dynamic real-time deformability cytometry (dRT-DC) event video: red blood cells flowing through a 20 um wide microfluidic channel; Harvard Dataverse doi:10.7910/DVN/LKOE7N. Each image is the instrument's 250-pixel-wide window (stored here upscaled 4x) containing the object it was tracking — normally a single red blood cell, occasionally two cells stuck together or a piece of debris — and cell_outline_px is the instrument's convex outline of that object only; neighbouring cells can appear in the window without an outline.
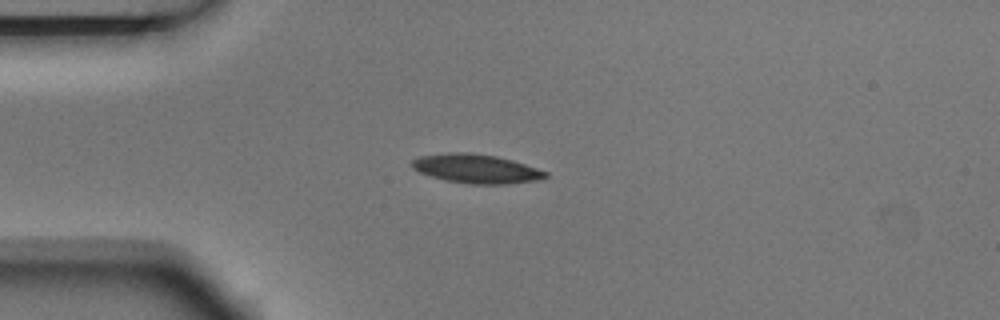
{"species": "Egyptian fruit bat (a non-hibernating species)", "species_latin": "Rousettus aegyptiacus", "temperature_condition": "room temperature", "stored_images_in_passage": 4, "camera_frame_rate_fps": 3000, "um_per_image_px": 0.085, "animal": {"sex": "male"}, "frame": {"image": 1, "passage_image": 3, "time_ms": 0.667, "image_size_px": [1000, 320], "cell_outline_px": [[548, 176], [536, 180], [508, 184], [468, 184], [444, 180], [420, 172], [412, 168], [412, 160], [420, 156], [448, 152], [468, 152], [496, 156], [512, 160], [548, 172]], "centroid_in_image_um": [40.46, 14.34], "position_along_channel_um": 44.5, "area_um2": 22.48}}
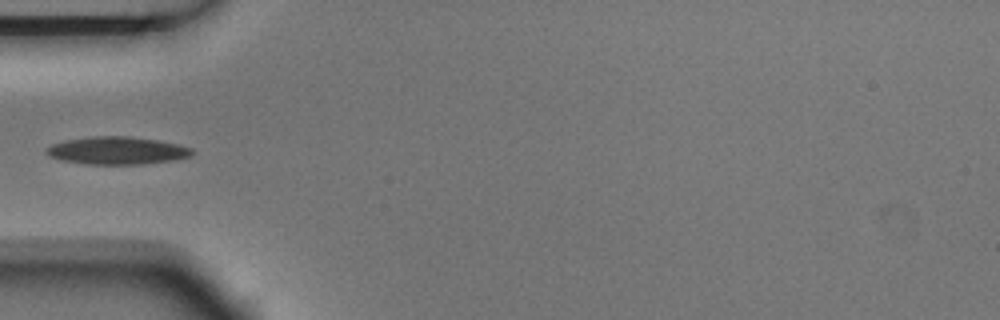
{"frame": {"image": 2, "passage_image": 4, "time_ms": 1.0, "image_size_px": [1000, 320], "cell_outline_px": [[196, 152], [192, 156], [176, 160], [140, 164], [88, 164], [60, 160], [48, 156], [44, 152], [44, 148], [52, 144], [64, 140], [92, 136], [128, 136], [160, 140], [192, 148]], "centroid_in_image_um": [9.94, 12.79], "position_along_channel_um": 75.1, "area_um2": 23.81}}